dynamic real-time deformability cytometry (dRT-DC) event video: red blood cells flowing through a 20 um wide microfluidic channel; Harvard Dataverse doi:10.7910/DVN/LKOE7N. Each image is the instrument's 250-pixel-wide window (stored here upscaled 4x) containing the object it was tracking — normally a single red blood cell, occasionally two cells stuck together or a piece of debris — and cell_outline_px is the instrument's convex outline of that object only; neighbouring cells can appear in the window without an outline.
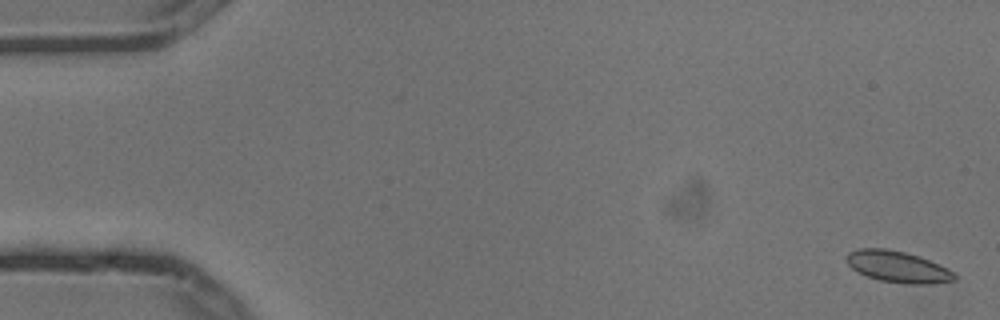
{"species": "common noctule bat (a hibernating species)", "species_latin": "Nyctalus noctula", "temperature_condition": "cold", "stored_images_in_passage": 6, "camera_frame_rate_fps": 3000, "um_per_image_px": 0.085, "animal": {"sex": "male", "body_mass_g": 13.3}, "frame": {"image": 1, "passage_image": 1, "time_ms": 0.0, "image_size_px": [1000, 320], "cell_outline_px": [[956, 280], [932, 284], [904, 284], [880, 280], [856, 272], [844, 260], [844, 256], [848, 252], [856, 248], [884, 248], [904, 252], [920, 256], [952, 272], [956, 276]], "centroid_in_image_um": [76.23, 22.67], "position_along_channel_um": 8.8, "area_um2": 19.77}}
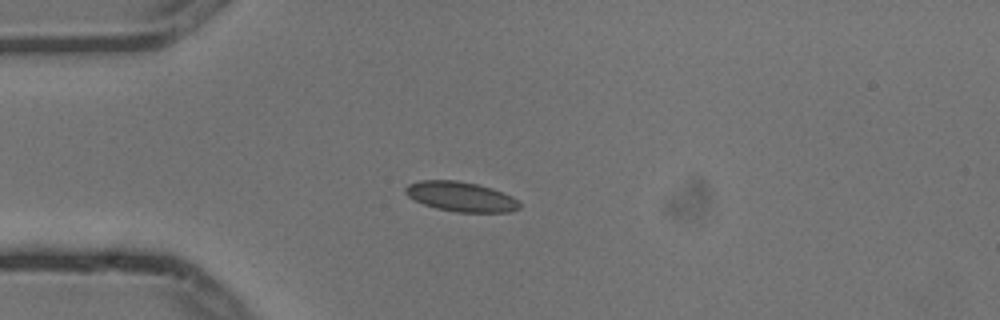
{"frame": {"image": 2, "passage_image": 4, "time_ms": 1.0, "image_size_px": [1000, 320], "cell_outline_px": [[520, 208], [512, 212], [456, 212], [436, 208], [424, 204], [408, 196], [404, 192], [404, 188], [408, 184], [420, 180], [456, 180], [476, 184], [492, 188], [512, 196], [520, 204]], "centroid_in_image_um": [39.17, 16.71], "position_along_channel_um": 45.8, "area_um2": 19.77}}
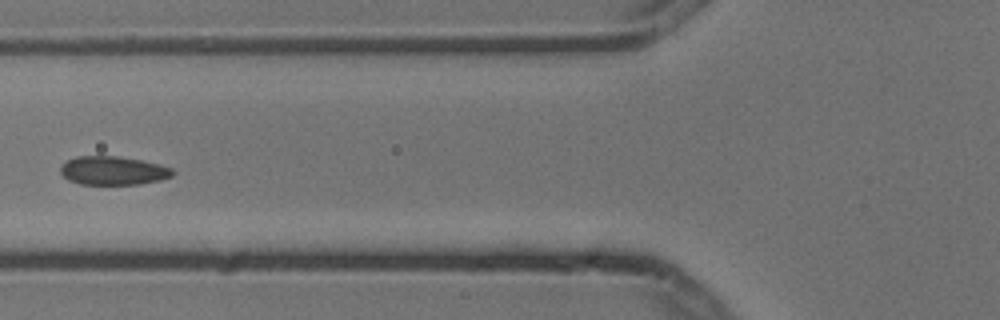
{"frame": {"image": 3, "passage_image": 6, "time_ms": 1.667, "image_size_px": [1000, 320], "cell_outline_px": [[176, 172], [172, 176], [160, 180], [140, 184], [80, 184], [68, 180], [60, 172], [60, 164], [76, 156], [120, 156], [144, 160], [160, 164], [172, 168]], "centroid_in_image_um": [9.63, 14.49], "position_along_channel_um": 116.2, "area_um2": 18.96}}